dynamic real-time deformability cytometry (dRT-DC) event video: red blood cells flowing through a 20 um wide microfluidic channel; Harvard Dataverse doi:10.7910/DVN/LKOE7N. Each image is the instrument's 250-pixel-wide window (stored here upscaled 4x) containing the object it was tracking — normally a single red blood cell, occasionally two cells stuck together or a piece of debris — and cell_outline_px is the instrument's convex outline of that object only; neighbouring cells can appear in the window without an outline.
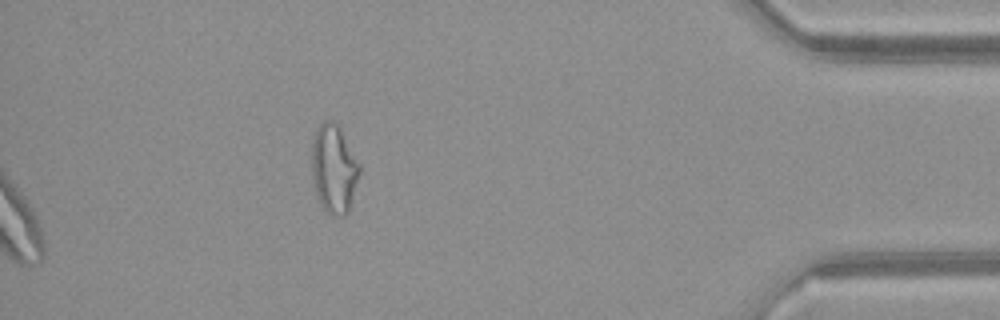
{"species": "common noctule bat (a hibernating species)", "species_latin": "Nyctalus noctula", "temperature_condition": "warm", "stored_images_in_passage": 36, "segment_of_instrument_passage": [2, 2], "camera_frame_rate_fps": 3000, "um_per_image_px": 0.085, "animal": {"sex": "female", "body_mass_g": 21.9}, "frame": {"image": 1, "passage_image": 36, "time_ms": 11.667, "image_size_px": [1000, 320], "cell_outline_px": [[360, 172], [348, 212], [344, 216], [336, 216], [328, 212], [320, 204], [316, 192], [312, 176], [312, 140], [316, 128], [324, 120], [332, 120], [340, 124], [360, 164]], "centroid_in_image_um": [28.39, 14.28], "position_along_channel_um": 406.8, "area_um2": 24.91}}